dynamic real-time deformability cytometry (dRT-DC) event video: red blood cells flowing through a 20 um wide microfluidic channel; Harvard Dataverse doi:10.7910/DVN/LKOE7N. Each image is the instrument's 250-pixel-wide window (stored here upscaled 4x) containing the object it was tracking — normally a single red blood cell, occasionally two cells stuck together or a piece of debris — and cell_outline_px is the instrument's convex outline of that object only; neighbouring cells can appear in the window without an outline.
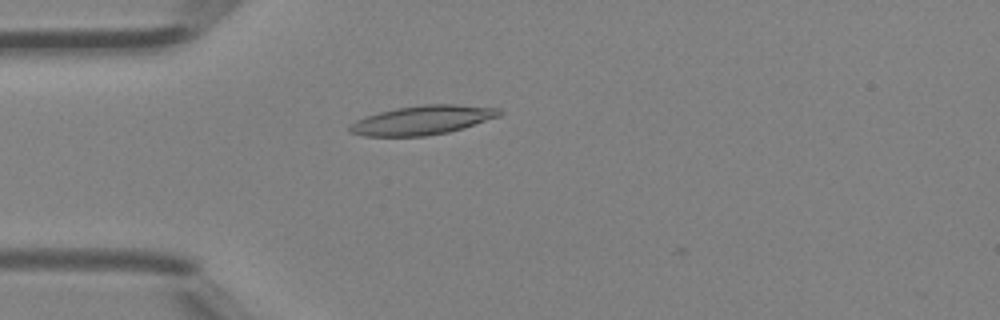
{"species": "Egyptian fruit bat (a non-hibernating species)", "species_latin": "Rousettus aegyptiacus", "temperature_condition": "room temperature", "stored_images_in_passage": 1, "camera_frame_rate_fps": 3000, "um_per_image_px": 0.085, "animal": {"sex": "female"}, "frame": {"image": 1, "passage_image": 1, "time_ms": 0.0, "image_size_px": [1000, 320], "cell_outline_px": [[504, 112], [500, 116], [464, 128], [448, 132], [424, 136], [364, 136], [348, 132], [348, 128], [356, 120], [380, 112], [396, 108], [424, 104], [452, 104], [500, 108]], "centroid_in_image_um": [35.94, 10.21], "position_along_channel_um": 49.1, "area_um2": 25.32}}